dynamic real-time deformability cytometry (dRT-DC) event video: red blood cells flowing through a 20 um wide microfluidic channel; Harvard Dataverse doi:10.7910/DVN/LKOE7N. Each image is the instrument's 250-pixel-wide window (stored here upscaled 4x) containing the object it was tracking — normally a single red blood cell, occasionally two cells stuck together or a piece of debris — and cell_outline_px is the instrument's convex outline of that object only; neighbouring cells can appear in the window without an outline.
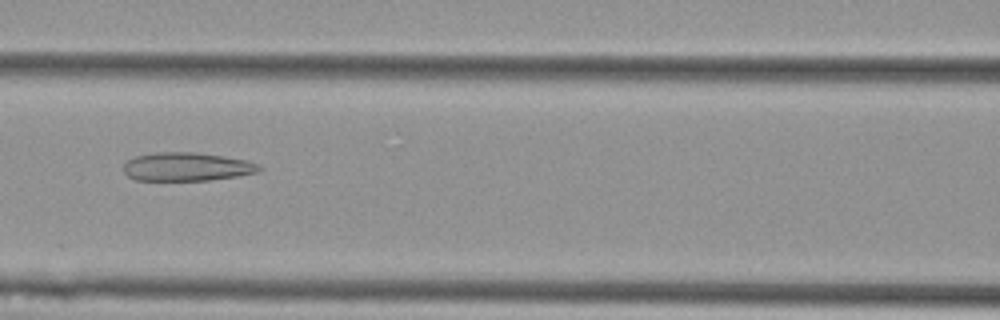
{"species": "Egyptian fruit bat (a non-hibernating species)", "species_latin": "Rousettus aegyptiacus", "temperature_condition": "cold", "stored_images_in_passage": 8, "camera_frame_rate_fps": 3000, "um_per_image_px": 0.085, "animal": {"sex": "female"}, "frame": {"image": 1, "passage_image": 6, "time_ms": 1.667, "image_size_px": [1000, 320], "cell_outline_px": [[264, 168], [260, 172], [240, 176], [208, 180], [136, 180], [128, 176], [124, 172], [124, 164], [128, 160], [136, 156], [156, 152], [196, 152], [224, 156], [248, 160]], "centroid_in_image_um": [15.92, 14.17], "position_along_channel_um": 150.7, "area_um2": 22.66}}
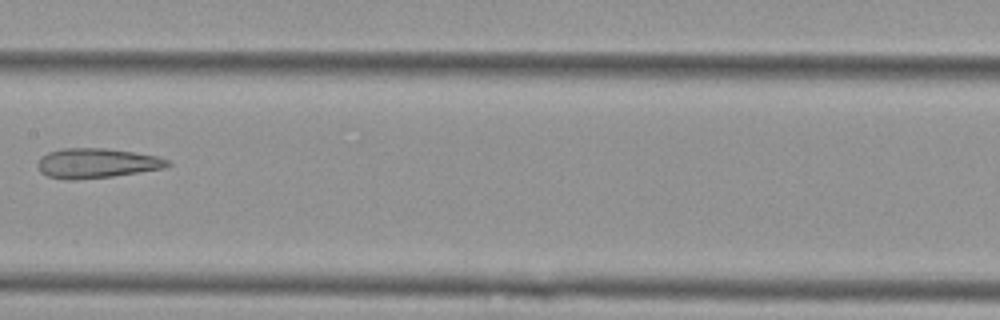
{"frame": {"image": 2, "passage_image": 7, "time_ms": 2.0, "image_size_px": [1000, 320], "cell_outline_px": [[172, 164], [164, 168], [112, 176], [72, 180], [48, 176], [40, 172], [36, 164], [40, 156], [48, 152], [60, 148], [108, 148], [156, 156], [168, 160]], "centroid_in_image_um": [8.17, 13.86], "position_along_channel_um": 199.2, "area_um2": 22.48}}
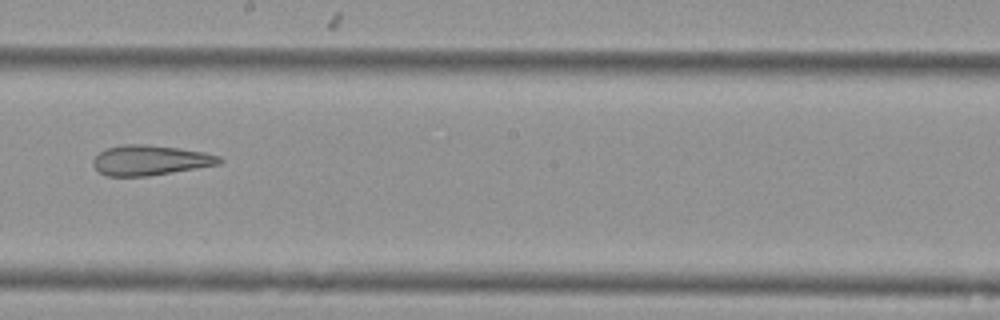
{"frame": {"image": 3, "passage_image": 8, "time_ms": 2.333, "image_size_px": [1000, 320], "cell_outline_px": [[224, 160], [220, 164], [148, 176], [108, 176], [100, 172], [92, 164], [92, 160], [100, 152], [108, 148], [124, 144], [148, 144], [180, 148], [204, 152], [220, 156]], "centroid_in_image_um": [12.78, 13.61], "position_along_channel_um": 235.4, "area_um2": 22.08}}